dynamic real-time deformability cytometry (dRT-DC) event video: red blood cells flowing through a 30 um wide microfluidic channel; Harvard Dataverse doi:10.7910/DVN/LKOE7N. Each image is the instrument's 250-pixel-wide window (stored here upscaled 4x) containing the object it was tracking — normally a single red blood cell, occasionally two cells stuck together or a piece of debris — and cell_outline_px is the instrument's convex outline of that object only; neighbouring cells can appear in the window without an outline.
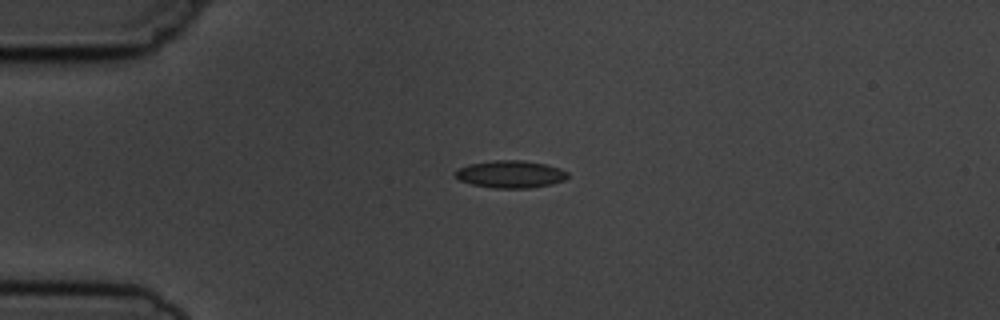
{"species": "common noctule bat (a hibernating species)", "species_latin": "Nyctalus noctula", "temperature_condition": "cold", "stored_images_in_passage": 4, "camera_frame_rate_fps": 3000, "um_per_image_px": 0.085, "animal": {"sex": "male", "body_mass_g": 19.5, "forearm_length_mm": 54.6}, "frame": {"image": 1, "passage_image": 1, "time_ms": 0.0, "image_size_px": [1000, 320], "cell_outline_px": [[568, 176], [564, 180], [552, 184], [528, 188], [492, 188], [472, 184], [460, 180], [456, 176], [456, 168], [468, 164], [496, 160], [524, 160], [544, 164], [560, 168], [568, 172]], "centroid_in_image_um": [43.39, 14.8], "position_along_channel_um": 41.6, "area_um2": 17.92}}
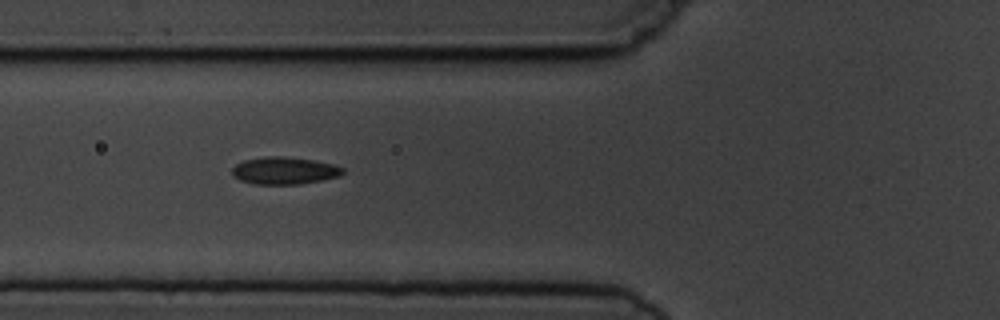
{"frame": {"image": 2, "passage_image": 3, "time_ms": 2.333, "image_size_px": [1000, 320], "cell_outline_px": [[344, 172], [340, 176], [300, 184], [252, 184], [240, 180], [232, 176], [232, 168], [236, 164], [244, 160], [268, 156], [280, 156], [316, 160], [332, 164], [344, 168]], "centroid_in_image_um": [24.16, 14.5], "position_along_channel_um": 101.6, "area_um2": 17.63}}
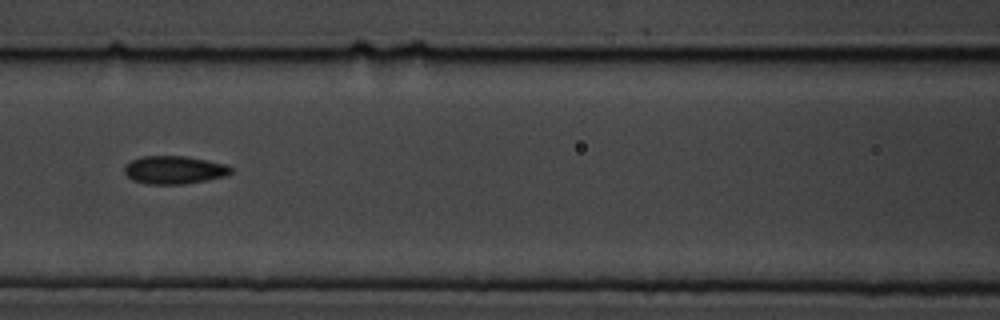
{"frame": {"image": 3, "passage_image": 4, "time_ms": 3.667, "image_size_px": [1000, 320], "cell_outline_px": [[232, 172], [224, 176], [184, 184], [148, 184], [132, 180], [124, 172], [124, 164], [132, 160], [144, 156], [188, 156], [228, 164], [232, 168]], "centroid_in_image_um": [14.81, 14.43], "position_along_channel_um": 151.8, "area_um2": 17.46}}